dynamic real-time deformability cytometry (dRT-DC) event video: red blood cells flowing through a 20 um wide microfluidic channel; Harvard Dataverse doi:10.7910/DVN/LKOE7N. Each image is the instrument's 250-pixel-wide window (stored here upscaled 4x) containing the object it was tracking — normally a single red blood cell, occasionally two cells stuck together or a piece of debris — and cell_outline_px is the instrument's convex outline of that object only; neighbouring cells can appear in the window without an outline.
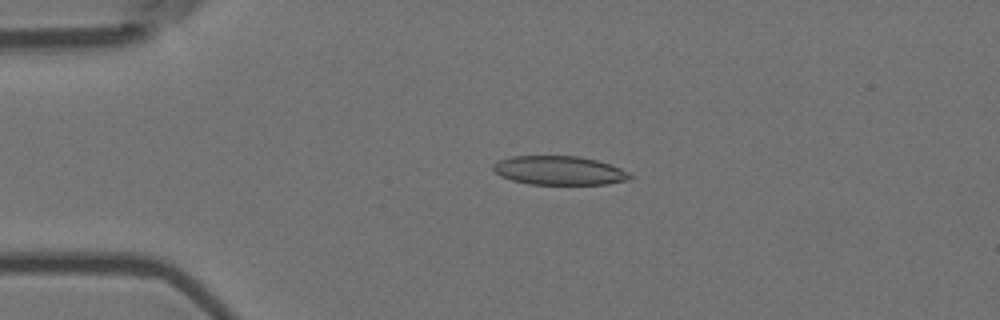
{"species": "Egyptian fruit bat (a non-hibernating species)", "species_latin": "Rousettus aegyptiacus", "temperature_condition": "room temperature", "stored_images_in_passage": 27, "camera_frame_rate_fps": 3000, "um_per_image_px": 0.085, "animal": {"sex": "female"}, "frame": {"image": 1, "passage_image": 3, "time_ms": 0.667, "image_size_px": [1000, 320], "cell_outline_px": [[632, 176], [628, 180], [608, 184], [528, 184], [512, 180], [500, 176], [492, 168], [492, 164], [500, 160], [512, 156], [580, 156], [596, 160], [620, 168], [628, 172]], "centroid_in_image_um": [47.51, 14.49], "position_along_channel_um": 37.5, "area_um2": 22.95}}
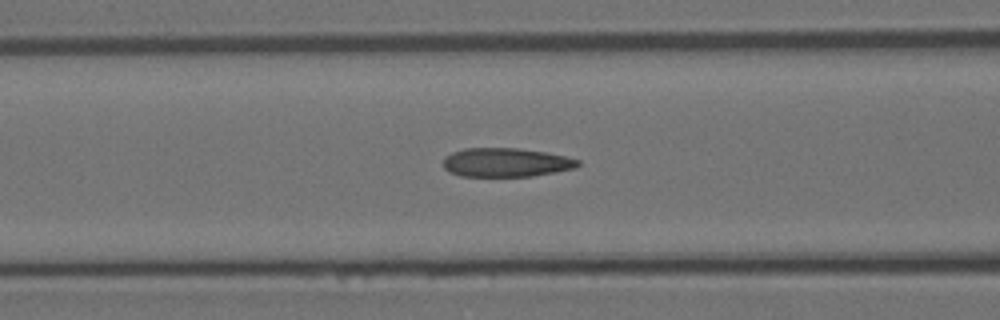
{"frame": {"image": 2, "passage_image": 13, "time_ms": 4.0, "image_size_px": [1000, 320], "cell_outline_px": [[580, 164], [576, 168], [556, 172], [532, 176], [460, 176], [448, 172], [444, 168], [444, 156], [452, 152], [464, 148], [516, 148], [544, 152], [564, 156], [580, 160]], "centroid_in_image_um": [42.99, 13.81], "position_along_channel_um": 123.6, "area_um2": 22.72}}
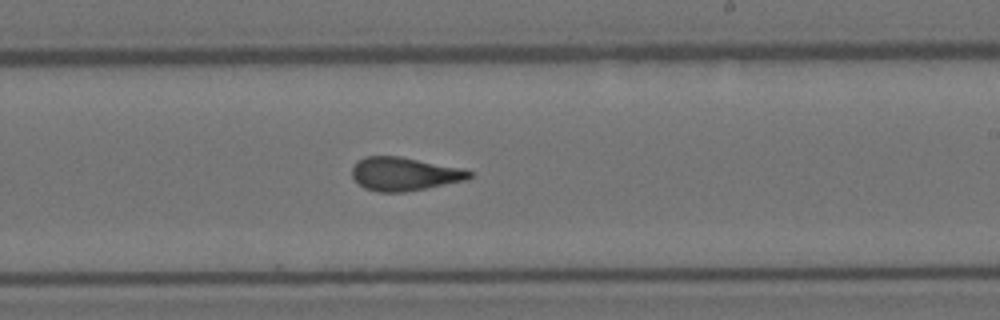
{"frame": {"image": 3, "passage_image": 24, "time_ms": 7.667, "image_size_px": [1000, 320], "cell_outline_px": [[472, 176], [468, 180], [404, 192], [380, 192], [364, 188], [352, 176], [352, 168], [356, 160], [364, 156], [400, 156], [464, 168], [472, 172]], "centroid_in_image_um": [34.38, 14.77], "position_along_channel_um": 254.6, "area_um2": 23.0}}